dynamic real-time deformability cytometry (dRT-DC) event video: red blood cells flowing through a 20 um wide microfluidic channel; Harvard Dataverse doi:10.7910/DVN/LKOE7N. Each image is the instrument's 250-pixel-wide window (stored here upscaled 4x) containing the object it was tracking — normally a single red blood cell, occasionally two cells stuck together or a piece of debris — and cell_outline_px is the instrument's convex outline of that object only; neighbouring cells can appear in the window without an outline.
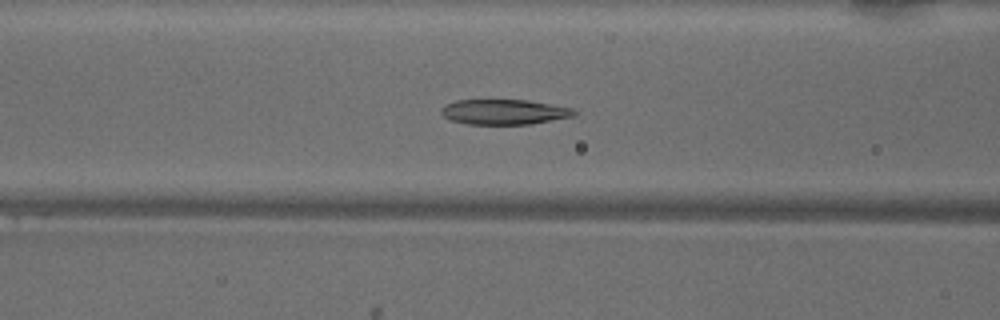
{"species": "common noctule bat (a hibernating species)", "species_latin": "Nyctalus noctula", "temperature_condition": "warm", "stored_images_in_passage": 39, "camera_frame_rate_fps": 3000, "um_per_image_px": 0.085, "animal": {"sex": "male", "body_mass_g": 18.8}, "frame": {"image": 1, "passage_image": 8, "time_ms": 2.333, "image_size_px": [1000, 320], "cell_outline_px": [[576, 116], [528, 124], [468, 124], [452, 120], [444, 116], [440, 112], [440, 108], [444, 104], [456, 100], [528, 100], [572, 108], [576, 112]], "centroid_in_image_um": [42.83, 9.51], "position_along_channel_um": 123.8, "area_um2": 19.42}}
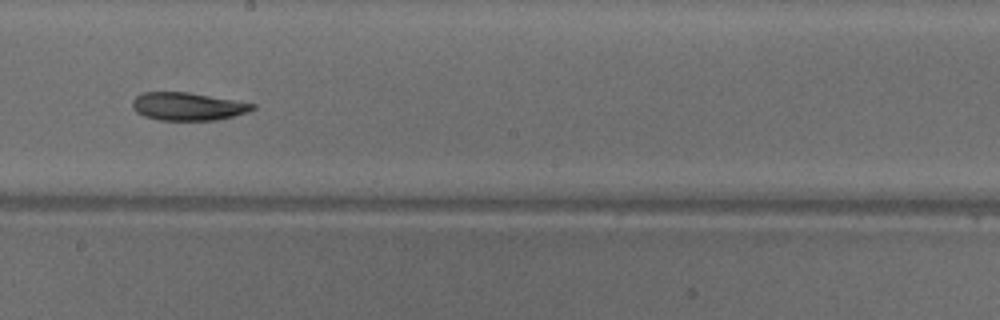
{"frame": {"image": 2, "passage_image": 16, "time_ms": 5.0, "image_size_px": [1000, 320], "cell_outline_px": [[256, 108], [248, 112], [216, 120], [160, 120], [144, 116], [136, 112], [132, 108], [132, 100], [136, 96], [144, 92], [188, 92], [256, 104]], "centroid_in_image_um": [15.94, 9.04], "position_along_channel_um": 232.3, "area_um2": 19.48}}
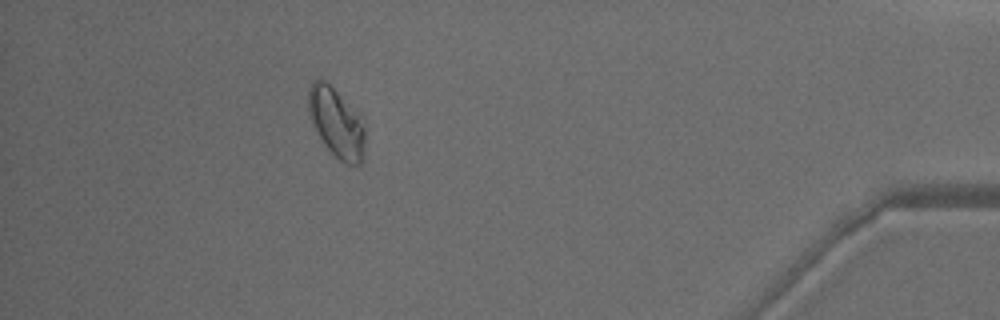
{"frame": {"image": 3, "passage_image": 33, "time_ms": 10.667, "image_size_px": [1000, 320], "cell_outline_px": [[364, 160], [360, 164], [344, 164], [324, 144], [312, 124], [308, 112], [308, 88], [312, 80], [324, 80], [364, 116]], "centroid_in_image_um": [28.62, 10.42], "position_along_channel_um": 406.6, "area_um2": 23.24}, "authors_computed_cell_mechanics": {"area_um2": 20.7502, "velocity_mm_per_s": 4.0677, "shape_relaxation_time_tau1_ms": null, "shape_relaxation_time_tau2_ms": 2.2557, "deformation_change_tau1": null, "deformation_change_tau2": 0.0599}}